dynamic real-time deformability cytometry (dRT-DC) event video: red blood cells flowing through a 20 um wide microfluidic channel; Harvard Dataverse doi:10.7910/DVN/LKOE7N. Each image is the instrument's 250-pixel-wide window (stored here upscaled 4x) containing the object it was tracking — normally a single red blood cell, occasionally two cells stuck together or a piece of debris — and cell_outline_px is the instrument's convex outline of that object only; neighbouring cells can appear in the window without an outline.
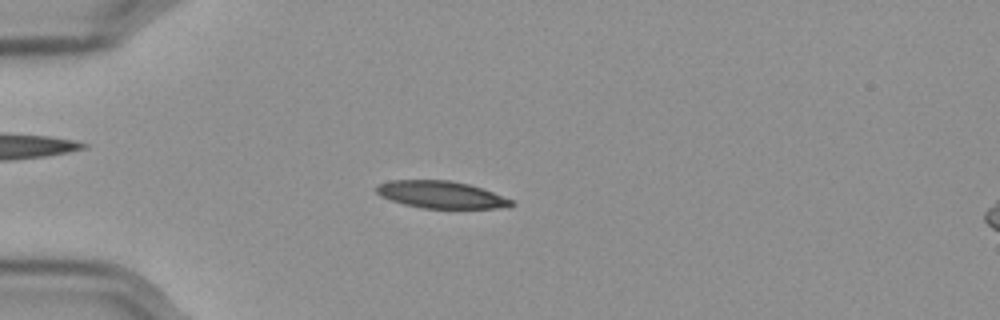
{"species": "Egyptian fruit bat (a non-hibernating species)", "species_latin": "Rousettus aegyptiacus", "temperature_condition": "cold", "stored_images_in_passage": 57, "camera_frame_rate_fps": 3000, "um_per_image_px": 0.085, "frame": {"image": 1, "passage_image": 16, "time_ms": 5.0, "image_size_px": [1000, 320], "cell_outline_px": [[516, 204], [496, 208], [424, 208], [404, 204], [380, 196], [376, 192], [376, 184], [392, 180], [448, 180], [468, 184], [492, 192], [512, 200]], "centroid_in_image_um": [37.44, 16.54], "position_along_channel_um": 47.6, "area_um2": 21.1}}
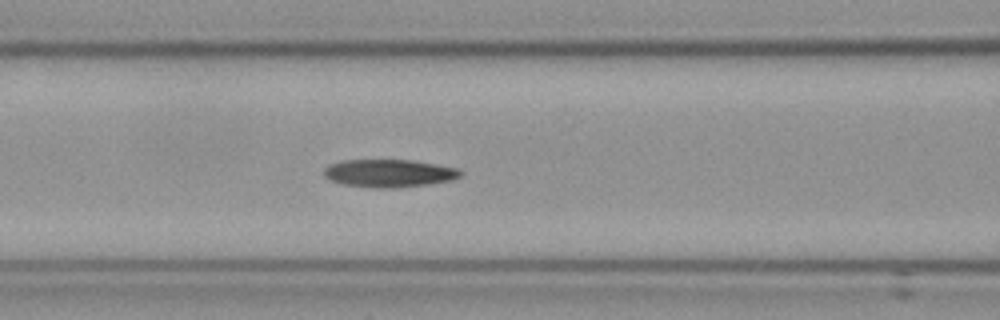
{"frame": {"image": 2, "passage_image": 25, "time_ms": 8.0, "image_size_px": [1000, 320], "cell_outline_px": [[464, 172], [460, 176], [452, 180], [428, 184], [396, 188], [376, 188], [344, 184], [332, 180], [324, 176], [324, 168], [328, 164], [344, 160], [412, 160], [436, 164], [456, 168]], "centroid_in_image_um": [33.07, 14.72], "position_along_channel_um": 133.5, "area_um2": 22.08}}
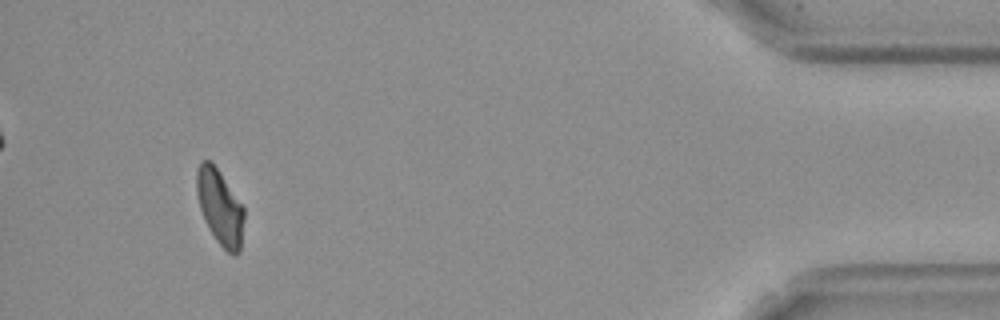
{"frame": {"image": 3, "passage_image": 54, "time_ms": 17.667, "image_size_px": [1000, 320], "cell_outline_px": [[244, 220], [240, 252], [236, 256], [232, 256], [216, 240], [204, 220], [200, 208], [196, 192], [196, 168], [200, 160], [208, 160], [216, 168], [244, 208]], "centroid_in_image_um": [18.68, 17.64], "position_along_channel_um": 416.5, "area_um2": 20.63}, "authors_computed_cell_mechanics": {"area_um2": 21.4438, "velocity_mm_per_s": 3.5636, "shape_relaxation_time_tau1_ms": 6.0348, "shape_relaxation_time_tau2_ms": 8.5749, "deformation_change_tau1": 0.1742, "deformation_change_tau2": 0.1641}}